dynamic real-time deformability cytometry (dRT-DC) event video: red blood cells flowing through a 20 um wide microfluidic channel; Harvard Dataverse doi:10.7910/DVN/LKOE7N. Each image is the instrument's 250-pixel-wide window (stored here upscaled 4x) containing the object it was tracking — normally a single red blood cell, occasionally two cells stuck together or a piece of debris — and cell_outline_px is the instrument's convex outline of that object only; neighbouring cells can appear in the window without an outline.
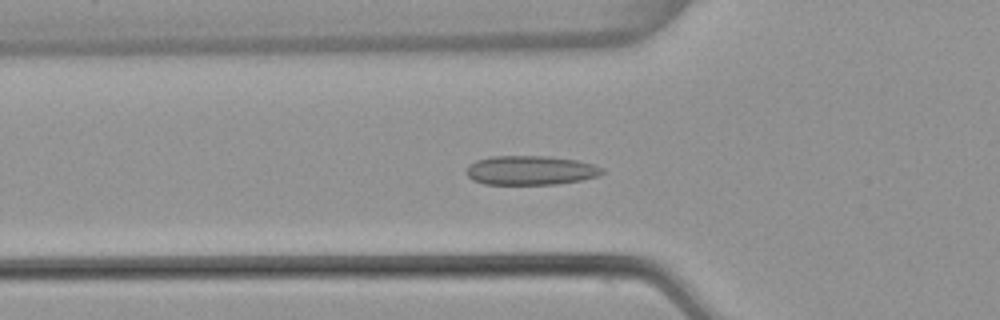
{"species": "common noctule bat (a hibernating species)", "species_latin": "Nyctalus noctula", "temperature_condition": "warm", "stored_images_in_passage": 53, "camera_frame_rate_fps": 3000, "um_per_image_px": 0.085, "animal": {"sex": "female", "body_mass_g": 22.7, "forearm_length_mm": 54.2}, "frame": {"image": 1, "passage_image": 18, "time_ms": 5.667, "image_size_px": [1000, 320], "cell_outline_px": [[604, 172], [596, 176], [580, 180], [556, 184], [484, 184], [472, 180], [468, 176], [468, 168], [476, 160], [492, 156], [544, 156], [576, 160], [592, 164], [604, 168]], "centroid_in_image_um": [45.1, 14.48], "position_along_channel_um": 80.7, "area_um2": 22.83}}
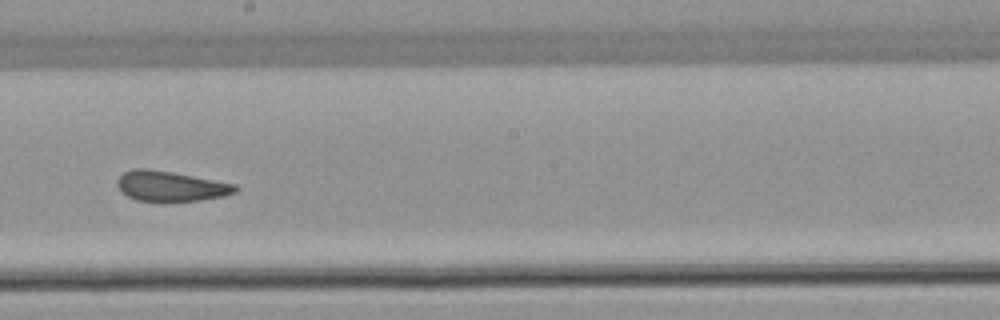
{"frame": {"image": 2, "passage_image": 30, "time_ms": 9.667, "image_size_px": [1000, 320], "cell_outline_px": [[240, 188], [236, 192], [224, 196], [200, 200], [164, 204], [136, 200], [128, 196], [116, 184], [116, 180], [124, 172], [132, 168], [148, 168], [172, 172], [236, 184]], "centroid_in_image_um": [14.51, 15.86], "position_along_channel_um": 233.7, "area_um2": 21.39}}
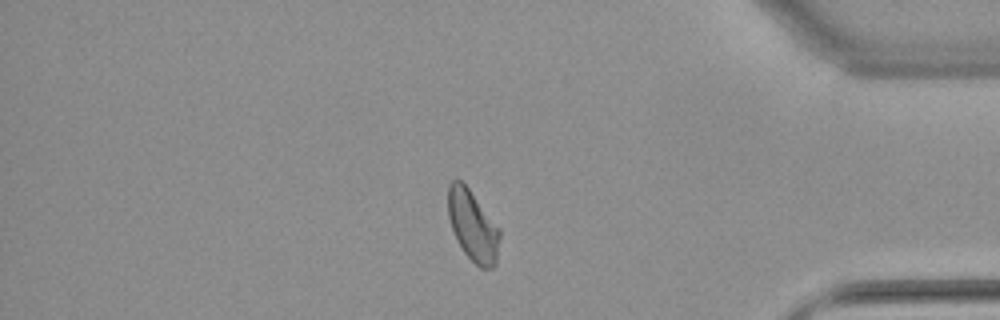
{"frame": {"image": 3, "passage_image": 45, "time_ms": 14.667, "image_size_px": [1000, 320], "cell_outline_px": [[500, 236], [496, 264], [492, 268], [480, 268], [464, 252], [456, 240], [448, 216], [448, 184], [456, 176], [468, 188], [500, 228]], "centroid_in_image_um": [40.18, 19.18], "position_along_channel_um": 395.0, "area_um2": 21.33}, "authors_computed_cell_mechanics": {"area_um2": 21.5594, "velocity_mm_per_s": 3.8176, "shape_relaxation_time_tau1_ms": null, "shape_relaxation_time_tau2_ms": 1.9974, "deformation_change_tau1": null, "deformation_change_tau2": 0.066}}